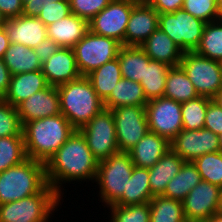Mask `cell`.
Returning <instances> with one entry per match:
<instances>
[{
  "mask_svg": "<svg viewBox=\"0 0 222 222\" xmlns=\"http://www.w3.org/2000/svg\"><path fill=\"white\" fill-rule=\"evenodd\" d=\"M97 169L98 161L79 130H75L45 164L47 183L61 197H66L64 195V190H67L64 189L66 183L82 184L85 181L94 183Z\"/></svg>",
  "mask_w": 222,
  "mask_h": 222,
  "instance_id": "6da1fadb",
  "label": "cell"
},
{
  "mask_svg": "<svg viewBox=\"0 0 222 222\" xmlns=\"http://www.w3.org/2000/svg\"><path fill=\"white\" fill-rule=\"evenodd\" d=\"M75 130L62 114L24 123L22 134L27 158L46 164Z\"/></svg>",
  "mask_w": 222,
  "mask_h": 222,
  "instance_id": "7a4b0ae2",
  "label": "cell"
},
{
  "mask_svg": "<svg viewBox=\"0 0 222 222\" xmlns=\"http://www.w3.org/2000/svg\"><path fill=\"white\" fill-rule=\"evenodd\" d=\"M57 88L61 114L76 130L84 127L104 109L103 100L97 95L87 76H80Z\"/></svg>",
  "mask_w": 222,
  "mask_h": 222,
  "instance_id": "3957f363",
  "label": "cell"
},
{
  "mask_svg": "<svg viewBox=\"0 0 222 222\" xmlns=\"http://www.w3.org/2000/svg\"><path fill=\"white\" fill-rule=\"evenodd\" d=\"M47 185L45 164L27 158L0 172V204L38 194Z\"/></svg>",
  "mask_w": 222,
  "mask_h": 222,
  "instance_id": "277c9868",
  "label": "cell"
},
{
  "mask_svg": "<svg viewBox=\"0 0 222 222\" xmlns=\"http://www.w3.org/2000/svg\"><path fill=\"white\" fill-rule=\"evenodd\" d=\"M64 199L49 184L38 194L0 204V222H52ZM62 202V204H61Z\"/></svg>",
  "mask_w": 222,
  "mask_h": 222,
  "instance_id": "5b68a950",
  "label": "cell"
},
{
  "mask_svg": "<svg viewBox=\"0 0 222 222\" xmlns=\"http://www.w3.org/2000/svg\"><path fill=\"white\" fill-rule=\"evenodd\" d=\"M134 164L128 152H118L106 160L98 162L95 184L99 191L97 197L103 207L113 205L126 190Z\"/></svg>",
  "mask_w": 222,
  "mask_h": 222,
  "instance_id": "8992f818",
  "label": "cell"
},
{
  "mask_svg": "<svg viewBox=\"0 0 222 222\" xmlns=\"http://www.w3.org/2000/svg\"><path fill=\"white\" fill-rule=\"evenodd\" d=\"M122 44L117 40L94 34L90 30L73 47L81 76H87L103 64L118 57Z\"/></svg>",
  "mask_w": 222,
  "mask_h": 222,
  "instance_id": "52a82bcc",
  "label": "cell"
},
{
  "mask_svg": "<svg viewBox=\"0 0 222 222\" xmlns=\"http://www.w3.org/2000/svg\"><path fill=\"white\" fill-rule=\"evenodd\" d=\"M179 66L193 83L199 96L213 98L222 88L221 62L193 52H183Z\"/></svg>",
  "mask_w": 222,
  "mask_h": 222,
  "instance_id": "ba28073f",
  "label": "cell"
},
{
  "mask_svg": "<svg viewBox=\"0 0 222 222\" xmlns=\"http://www.w3.org/2000/svg\"><path fill=\"white\" fill-rule=\"evenodd\" d=\"M206 23L184 9L159 14V28L183 52H193L199 45Z\"/></svg>",
  "mask_w": 222,
  "mask_h": 222,
  "instance_id": "9c48e42d",
  "label": "cell"
},
{
  "mask_svg": "<svg viewBox=\"0 0 222 222\" xmlns=\"http://www.w3.org/2000/svg\"><path fill=\"white\" fill-rule=\"evenodd\" d=\"M79 131L98 162L119 152L115 121L111 110L104 108Z\"/></svg>",
  "mask_w": 222,
  "mask_h": 222,
  "instance_id": "30bf717a",
  "label": "cell"
},
{
  "mask_svg": "<svg viewBox=\"0 0 222 222\" xmlns=\"http://www.w3.org/2000/svg\"><path fill=\"white\" fill-rule=\"evenodd\" d=\"M145 112L148 130L167 138L170 142L183 129L181 103L166 97L147 102Z\"/></svg>",
  "mask_w": 222,
  "mask_h": 222,
  "instance_id": "8fae6325",
  "label": "cell"
},
{
  "mask_svg": "<svg viewBox=\"0 0 222 222\" xmlns=\"http://www.w3.org/2000/svg\"><path fill=\"white\" fill-rule=\"evenodd\" d=\"M132 0H112L89 21L94 34L110 37L125 45V32L133 6Z\"/></svg>",
  "mask_w": 222,
  "mask_h": 222,
  "instance_id": "7c38bea8",
  "label": "cell"
},
{
  "mask_svg": "<svg viewBox=\"0 0 222 222\" xmlns=\"http://www.w3.org/2000/svg\"><path fill=\"white\" fill-rule=\"evenodd\" d=\"M115 121L119 152H128L148 132L143 106H121L111 109Z\"/></svg>",
  "mask_w": 222,
  "mask_h": 222,
  "instance_id": "4fadbf2b",
  "label": "cell"
},
{
  "mask_svg": "<svg viewBox=\"0 0 222 222\" xmlns=\"http://www.w3.org/2000/svg\"><path fill=\"white\" fill-rule=\"evenodd\" d=\"M171 150L180 155L185 162H193L200 156L222 151L219 135L208 129H182L170 142Z\"/></svg>",
  "mask_w": 222,
  "mask_h": 222,
  "instance_id": "5bb4252c",
  "label": "cell"
},
{
  "mask_svg": "<svg viewBox=\"0 0 222 222\" xmlns=\"http://www.w3.org/2000/svg\"><path fill=\"white\" fill-rule=\"evenodd\" d=\"M221 191L219 186L201 180L182 201L186 220L211 218L220 210Z\"/></svg>",
  "mask_w": 222,
  "mask_h": 222,
  "instance_id": "9a60e30c",
  "label": "cell"
},
{
  "mask_svg": "<svg viewBox=\"0 0 222 222\" xmlns=\"http://www.w3.org/2000/svg\"><path fill=\"white\" fill-rule=\"evenodd\" d=\"M17 112L22 125L24 123L61 114L60 97L57 86L34 93L17 106Z\"/></svg>",
  "mask_w": 222,
  "mask_h": 222,
  "instance_id": "2e32d148",
  "label": "cell"
},
{
  "mask_svg": "<svg viewBox=\"0 0 222 222\" xmlns=\"http://www.w3.org/2000/svg\"><path fill=\"white\" fill-rule=\"evenodd\" d=\"M159 28V13L148 2H137L129 17L125 46H140Z\"/></svg>",
  "mask_w": 222,
  "mask_h": 222,
  "instance_id": "e0dca14e",
  "label": "cell"
},
{
  "mask_svg": "<svg viewBox=\"0 0 222 222\" xmlns=\"http://www.w3.org/2000/svg\"><path fill=\"white\" fill-rule=\"evenodd\" d=\"M4 29L10 43L23 44L32 49L48 37L46 25L38 17L23 14L7 19Z\"/></svg>",
  "mask_w": 222,
  "mask_h": 222,
  "instance_id": "ac0fdd59",
  "label": "cell"
},
{
  "mask_svg": "<svg viewBox=\"0 0 222 222\" xmlns=\"http://www.w3.org/2000/svg\"><path fill=\"white\" fill-rule=\"evenodd\" d=\"M41 70L51 86H59L81 76L76 65L73 48L61 47L42 63Z\"/></svg>",
  "mask_w": 222,
  "mask_h": 222,
  "instance_id": "d6986e66",
  "label": "cell"
},
{
  "mask_svg": "<svg viewBox=\"0 0 222 222\" xmlns=\"http://www.w3.org/2000/svg\"><path fill=\"white\" fill-rule=\"evenodd\" d=\"M171 149L170 141L149 131L128 153L135 167L151 168Z\"/></svg>",
  "mask_w": 222,
  "mask_h": 222,
  "instance_id": "ffe728a7",
  "label": "cell"
},
{
  "mask_svg": "<svg viewBox=\"0 0 222 222\" xmlns=\"http://www.w3.org/2000/svg\"><path fill=\"white\" fill-rule=\"evenodd\" d=\"M48 37L57 45L73 48L89 31V22L70 13L61 20L46 26Z\"/></svg>",
  "mask_w": 222,
  "mask_h": 222,
  "instance_id": "44dd1931",
  "label": "cell"
},
{
  "mask_svg": "<svg viewBox=\"0 0 222 222\" xmlns=\"http://www.w3.org/2000/svg\"><path fill=\"white\" fill-rule=\"evenodd\" d=\"M140 47L151 60L163 62L171 67L179 66L183 55V51L160 28L156 29Z\"/></svg>",
  "mask_w": 222,
  "mask_h": 222,
  "instance_id": "7402d4cb",
  "label": "cell"
},
{
  "mask_svg": "<svg viewBox=\"0 0 222 222\" xmlns=\"http://www.w3.org/2000/svg\"><path fill=\"white\" fill-rule=\"evenodd\" d=\"M49 86L42 70L12 75L4 100L16 107L19 103Z\"/></svg>",
  "mask_w": 222,
  "mask_h": 222,
  "instance_id": "603a6c76",
  "label": "cell"
},
{
  "mask_svg": "<svg viewBox=\"0 0 222 222\" xmlns=\"http://www.w3.org/2000/svg\"><path fill=\"white\" fill-rule=\"evenodd\" d=\"M182 157L171 149L149 170V184L153 196L162 195L167 183L180 171L184 164Z\"/></svg>",
  "mask_w": 222,
  "mask_h": 222,
  "instance_id": "cb8c5ba5",
  "label": "cell"
},
{
  "mask_svg": "<svg viewBox=\"0 0 222 222\" xmlns=\"http://www.w3.org/2000/svg\"><path fill=\"white\" fill-rule=\"evenodd\" d=\"M147 99L140 82L122 78L111 94L103 101L105 109H114L121 106H143Z\"/></svg>",
  "mask_w": 222,
  "mask_h": 222,
  "instance_id": "d4e9b609",
  "label": "cell"
},
{
  "mask_svg": "<svg viewBox=\"0 0 222 222\" xmlns=\"http://www.w3.org/2000/svg\"><path fill=\"white\" fill-rule=\"evenodd\" d=\"M154 196L151 194L148 168H133L126 190L113 205H135L150 202Z\"/></svg>",
  "mask_w": 222,
  "mask_h": 222,
  "instance_id": "484cf974",
  "label": "cell"
},
{
  "mask_svg": "<svg viewBox=\"0 0 222 222\" xmlns=\"http://www.w3.org/2000/svg\"><path fill=\"white\" fill-rule=\"evenodd\" d=\"M3 61L11 75L28 73L42 69V63L34 49L23 44L11 43L5 51Z\"/></svg>",
  "mask_w": 222,
  "mask_h": 222,
  "instance_id": "4316f807",
  "label": "cell"
},
{
  "mask_svg": "<svg viewBox=\"0 0 222 222\" xmlns=\"http://www.w3.org/2000/svg\"><path fill=\"white\" fill-rule=\"evenodd\" d=\"M201 180V176L193 162H184L180 171L167 183L162 196L182 202Z\"/></svg>",
  "mask_w": 222,
  "mask_h": 222,
  "instance_id": "83f0119b",
  "label": "cell"
},
{
  "mask_svg": "<svg viewBox=\"0 0 222 222\" xmlns=\"http://www.w3.org/2000/svg\"><path fill=\"white\" fill-rule=\"evenodd\" d=\"M117 58L122 78L135 82H140L144 78L145 63H149L150 58L140 46L122 45Z\"/></svg>",
  "mask_w": 222,
  "mask_h": 222,
  "instance_id": "f1b7e54d",
  "label": "cell"
},
{
  "mask_svg": "<svg viewBox=\"0 0 222 222\" xmlns=\"http://www.w3.org/2000/svg\"><path fill=\"white\" fill-rule=\"evenodd\" d=\"M163 96L184 103L199 95L183 69L175 66L168 70Z\"/></svg>",
  "mask_w": 222,
  "mask_h": 222,
  "instance_id": "f546056e",
  "label": "cell"
},
{
  "mask_svg": "<svg viewBox=\"0 0 222 222\" xmlns=\"http://www.w3.org/2000/svg\"><path fill=\"white\" fill-rule=\"evenodd\" d=\"M87 78L92 83L97 95L104 101L122 79L118 58L95 69L87 75Z\"/></svg>",
  "mask_w": 222,
  "mask_h": 222,
  "instance_id": "4dcf8cb0",
  "label": "cell"
},
{
  "mask_svg": "<svg viewBox=\"0 0 222 222\" xmlns=\"http://www.w3.org/2000/svg\"><path fill=\"white\" fill-rule=\"evenodd\" d=\"M171 68L163 62L151 60L145 63L144 78L140 84L143 87L147 101L163 97L168 70Z\"/></svg>",
  "mask_w": 222,
  "mask_h": 222,
  "instance_id": "1f68e13d",
  "label": "cell"
},
{
  "mask_svg": "<svg viewBox=\"0 0 222 222\" xmlns=\"http://www.w3.org/2000/svg\"><path fill=\"white\" fill-rule=\"evenodd\" d=\"M195 53L222 62V20L206 23Z\"/></svg>",
  "mask_w": 222,
  "mask_h": 222,
  "instance_id": "d6a6232c",
  "label": "cell"
},
{
  "mask_svg": "<svg viewBox=\"0 0 222 222\" xmlns=\"http://www.w3.org/2000/svg\"><path fill=\"white\" fill-rule=\"evenodd\" d=\"M150 222H185L182 202L156 195L150 200Z\"/></svg>",
  "mask_w": 222,
  "mask_h": 222,
  "instance_id": "836d02e7",
  "label": "cell"
},
{
  "mask_svg": "<svg viewBox=\"0 0 222 222\" xmlns=\"http://www.w3.org/2000/svg\"><path fill=\"white\" fill-rule=\"evenodd\" d=\"M27 159L23 135L0 138V172Z\"/></svg>",
  "mask_w": 222,
  "mask_h": 222,
  "instance_id": "e575fe53",
  "label": "cell"
},
{
  "mask_svg": "<svg viewBox=\"0 0 222 222\" xmlns=\"http://www.w3.org/2000/svg\"><path fill=\"white\" fill-rule=\"evenodd\" d=\"M211 100V98L205 96H198L181 103L184 130H199L204 128L207 106Z\"/></svg>",
  "mask_w": 222,
  "mask_h": 222,
  "instance_id": "d590c367",
  "label": "cell"
},
{
  "mask_svg": "<svg viewBox=\"0 0 222 222\" xmlns=\"http://www.w3.org/2000/svg\"><path fill=\"white\" fill-rule=\"evenodd\" d=\"M201 179L222 189V151L211 152L193 161Z\"/></svg>",
  "mask_w": 222,
  "mask_h": 222,
  "instance_id": "8d00e7d4",
  "label": "cell"
},
{
  "mask_svg": "<svg viewBox=\"0 0 222 222\" xmlns=\"http://www.w3.org/2000/svg\"><path fill=\"white\" fill-rule=\"evenodd\" d=\"M107 222H150V203L135 205H110Z\"/></svg>",
  "mask_w": 222,
  "mask_h": 222,
  "instance_id": "74e56055",
  "label": "cell"
},
{
  "mask_svg": "<svg viewBox=\"0 0 222 222\" xmlns=\"http://www.w3.org/2000/svg\"><path fill=\"white\" fill-rule=\"evenodd\" d=\"M22 128L17 108L0 98V138L23 135Z\"/></svg>",
  "mask_w": 222,
  "mask_h": 222,
  "instance_id": "f35d334b",
  "label": "cell"
},
{
  "mask_svg": "<svg viewBox=\"0 0 222 222\" xmlns=\"http://www.w3.org/2000/svg\"><path fill=\"white\" fill-rule=\"evenodd\" d=\"M182 9L205 23L219 20L216 0H184Z\"/></svg>",
  "mask_w": 222,
  "mask_h": 222,
  "instance_id": "ab89813d",
  "label": "cell"
},
{
  "mask_svg": "<svg viewBox=\"0 0 222 222\" xmlns=\"http://www.w3.org/2000/svg\"><path fill=\"white\" fill-rule=\"evenodd\" d=\"M112 0H69L72 14L90 21L101 12Z\"/></svg>",
  "mask_w": 222,
  "mask_h": 222,
  "instance_id": "60d3db41",
  "label": "cell"
},
{
  "mask_svg": "<svg viewBox=\"0 0 222 222\" xmlns=\"http://www.w3.org/2000/svg\"><path fill=\"white\" fill-rule=\"evenodd\" d=\"M71 13L69 0L43 2L37 16L46 26L63 19Z\"/></svg>",
  "mask_w": 222,
  "mask_h": 222,
  "instance_id": "b9f144b4",
  "label": "cell"
},
{
  "mask_svg": "<svg viewBox=\"0 0 222 222\" xmlns=\"http://www.w3.org/2000/svg\"><path fill=\"white\" fill-rule=\"evenodd\" d=\"M204 128L217 135L222 132V108L212 100L207 106Z\"/></svg>",
  "mask_w": 222,
  "mask_h": 222,
  "instance_id": "7bdbcfd3",
  "label": "cell"
},
{
  "mask_svg": "<svg viewBox=\"0 0 222 222\" xmlns=\"http://www.w3.org/2000/svg\"><path fill=\"white\" fill-rule=\"evenodd\" d=\"M23 7L22 0H0V11L6 19L22 15Z\"/></svg>",
  "mask_w": 222,
  "mask_h": 222,
  "instance_id": "ee69618b",
  "label": "cell"
},
{
  "mask_svg": "<svg viewBox=\"0 0 222 222\" xmlns=\"http://www.w3.org/2000/svg\"><path fill=\"white\" fill-rule=\"evenodd\" d=\"M60 48L61 47L57 45L51 38L47 37L34 49V51L41 63H44Z\"/></svg>",
  "mask_w": 222,
  "mask_h": 222,
  "instance_id": "f6af8a7d",
  "label": "cell"
},
{
  "mask_svg": "<svg viewBox=\"0 0 222 222\" xmlns=\"http://www.w3.org/2000/svg\"><path fill=\"white\" fill-rule=\"evenodd\" d=\"M159 14L171 13L182 9L184 0H148L147 1Z\"/></svg>",
  "mask_w": 222,
  "mask_h": 222,
  "instance_id": "bcb514c9",
  "label": "cell"
},
{
  "mask_svg": "<svg viewBox=\"0 0 222 222\" xmlns=\"http://www.w3.org/2000/svg\"><path fill=\"white\" fill-rule=\"evenodd\" d=\"M11 73L5 65L3 59H0V98L6 95L11 80Z\"/></svg>",
  "mask_w": 222,
  "mask_h": 222,
  "instance_id": "7dc6e473",
  "label": "cell"
},
{
  "mask_svg": "<svg viewBox=\"0 0 222 222\" xmlns=\"http://www.w3.org/2000/svg\"><path fill=\"white\" fill-rule=\"evenodd\" d=\"M44 0H22L23 15L37 17L41 12Z\"/></svg>",
  "mask_w": 222,
  "mask_h": 222,
  "instance_id": "c3c4849f",
  "label": "cell"
},
{
  "mask_svg": "<svg viewBox=\"0 0 222 222\" xmlns=\"http://www.w3.org/2000/svg\"><path fill=\"white\" fill-rule=\"evenodd\" d=\"M10 44V40L4 27L0 28V59H3L5 51L8 49Z\"/></svg>",
  "mask_w": 222,
  "mask_h": 222,
  "instance_id": "681fc988",
  "label": "cell"
},
{
  "mask_svg": "<svg viewBox=\"0 0 222 222\" xmlns=\"http://www.w3.org/2000/svg\"><path fill=\"white\" fill-rule=\"evenodd\" d=\"M212 101L222 108V88L212 98Z\"/></svg>",
  "mask_w": 222,
  "mask_h": 222,
  "instance_id": "f907efd6",
  "label": "cell"
},
{
  "mask_svg": "<svg viewBox=\"0 0 222 222\" xmlns=\"http://www.w3.org/2000/svg\"><path fill=\"white\" fill-rule=\"evenodd\" d=\"M209 222H222V213L217 212L211 218H209Z\"/></svg>",
  "mask_w": 222,
  "mask_h": 222,
  "instance_id": "816d5d0a",
  "label": "cell"
},
{
  "mask_svg": "<svg viewBox=\"0 0 222 222\" xmlns=\"http://www.w3.org/2000/svg\"><path fill=\"white\" fill-rule=\"evenodd\" d=\"M217 1V10H218V15L219 19L222 18V0H216Z\"/></svg>",
  "mask_w": 222,
  "mask_h": 222,
  "instance_id": "f5cc1de1",
  "label": "cell"
},
{
  "mask_svg": "<svg viewBox=\"0 0 222 222\" xmlns=\"http://www.w3.org/2000/svg\"><path fill=\"white\" fill-rule=\"evenodd\" d=\"M6 17L2 14V12L0 11V28H3L5 23H6Z\"/></svg>",
  "mask_w": 222,
  "mask_h": 222,
  "instance_id": "db71d44e",
  "label": "cell"
},
{
  "mask_svg": "<svg viewBox=\"0 0 222 222\" xmlns=\"http://www.w3.org/2000/svg\"><path fill=\"white\" fill-rule=\"evenodd\" d=\"M185 222H209V219L186 220Z\"/></svg>",
  "mask_w": 222,
  "mask_h": 222,
  "instance_id": "11a10c76",
  "label": "cell"
},
{
  "mask_svg": "<svg viewBox=\"0 0 222 222\" xmlns=\"http://www.w3.org/2000/svg\"><path fill=\"white\" fill-rule=\"evenodd\" d=\"M219 139H220V147H221V150H222V132L219 134Z\"/></svg>",
  "mask_w": 222,
  "mask_h": 222,
  "instance_id": "9f6ffc18",
  "label": "cell"
},
{
  "mask_svg": "<svg viewBox=\"0 0 222 222\" xmlns=\"http://www.w3.org/2000/svg\"><path fill=\"white\" fill-rule=\"evenodd\" d=\"M219 212L222 213V191H221V205H220V210H219Z\"/></svg>",
  "mask_w": 222,
  "mask_h": 222,
  "instance_id": "6f0895ef",
  "label": "cell"
},
{
  "mask_svg": "<svg viewBox=\"0 0 222 222\" xmlns=\"http://www.w3.org/2000/svg\"><path fill=\"white\" fill-rule=\"evenodd\" d=\"M132 1H135V2H147V0H132Z\"/></svg>",
  "mask_w": 222,
  "mask_h": 222,
  "instance_id": "680465c9",
  "label": "cell"
},
{
  "mask_svg": "<svg viewBox=\"0 0 222 222\" xmlns=\"http://www.w3.org/2000/svg\"><path fill=\"white\" fill-rule=\"evenodd\" d=\"M50 1H55V2H57V1H62V0H44L43 2H50Z\"/></svg>",
  "mask_w": 222,
  "mask_h": 222,
  "instance_id": "91938a15",
  "label": "cell"
}]
</instances>
